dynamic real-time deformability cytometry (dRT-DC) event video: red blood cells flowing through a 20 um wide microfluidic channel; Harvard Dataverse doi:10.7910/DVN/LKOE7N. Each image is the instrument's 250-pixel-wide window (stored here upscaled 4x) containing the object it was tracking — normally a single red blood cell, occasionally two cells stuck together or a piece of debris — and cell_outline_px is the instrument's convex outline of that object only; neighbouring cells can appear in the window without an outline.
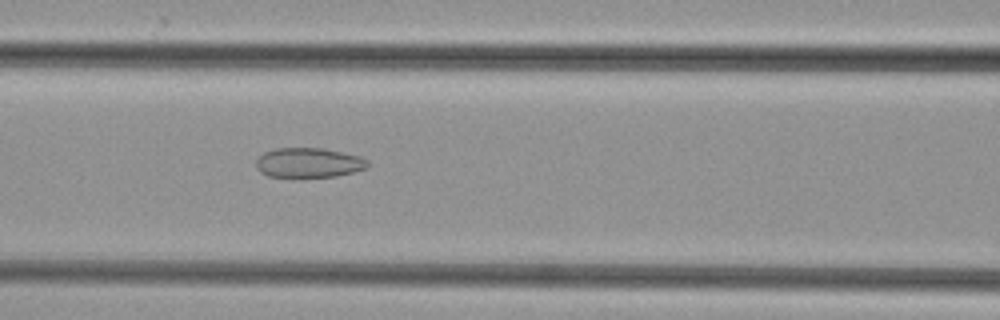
{"species": "common noctule bat (a hibernating species)", "species_latin": "Nyctalus noctula", "temperature_condition": "cold", "stored_images_in_passage": 43, "camera_frame_rate_fps": 3000, "um_per_image_px": 0.085, "animal": {"sex": "female", "body_mass_g": 29.2, "forearm_length_mm": 56.3}, "frame": {"image": 1, "passage_image": 15, "time_ms": 4.667, "image_size_px": [1000, 320], "cell_outline_px": [[368, 168], [336, 176], [268, 176], [260, 172], [256, 168], [256, 160], [264, 152], [276, 148], [324, 148], [360, 156], [368, 160]], "centroid_in_image_um": [26.24, 13.81], "position_along_channel_um": 140.4, "area_um2": 19.19}}
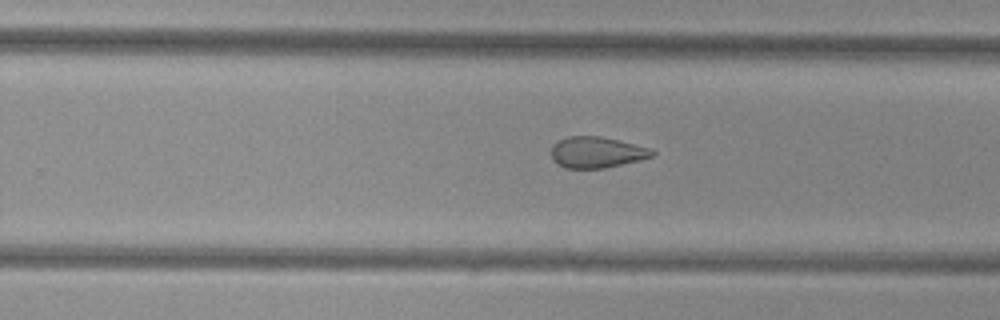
{"frame": {"image": 2, "passage_image": 25, "time_ms": 8.0, "image_size_px": [1000, 320], "cell_outline_px": [[656, 152], [652, 156], [640, 160], [604, 168], [564, 168], [556, 164], [552, 160], [552, 144], [556, 140], [568, 136], [600, 136], [620, 140], [652, 148]], "centroid_in_image_um": [50.7, 12.94], "position_along_channel_um": 279.1, "area_um2": 18.55}}
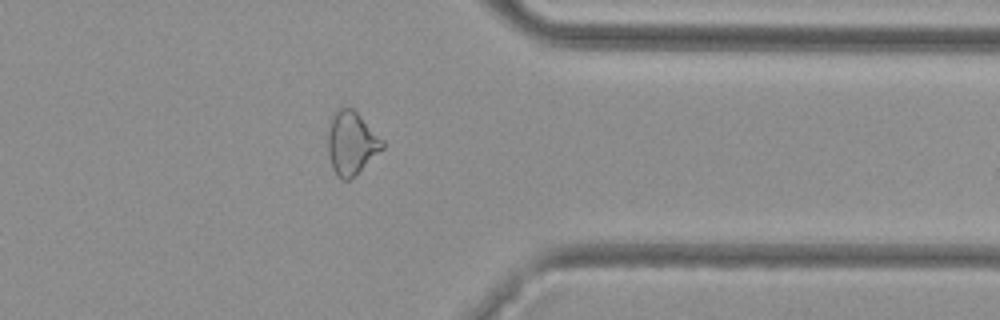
{"frame": {"image": 3, "passage_image": 33, "time_ms": 10.667, "image_size_px": [1000, 320], "cell_outline_px": [[384, 148], [352, 180], [340, 180], [336, 176], [332, 168], [328, 156], [328, 132], [332, 120], [336, 112], [340, 108], [352, 108], [384, 140]], "centroid_in_image_um": [29.89, 12.24], "position_along_channel_um": 381.5, "area_um2": 20.11}}